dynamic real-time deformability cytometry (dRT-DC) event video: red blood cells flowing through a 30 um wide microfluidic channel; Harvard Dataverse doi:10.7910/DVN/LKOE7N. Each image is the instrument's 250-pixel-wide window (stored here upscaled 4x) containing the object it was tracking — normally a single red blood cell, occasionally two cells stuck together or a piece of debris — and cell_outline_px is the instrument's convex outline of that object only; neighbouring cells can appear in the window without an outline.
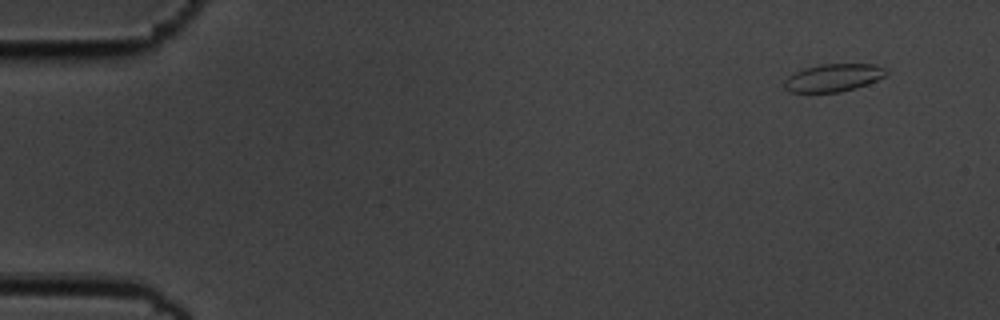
{"species": "common noctule bat (a hibernating species)", "species_latin": "Nyctalus noctula", "temperature_condition": "cold", "stored_images_in_passage": 52, "camera_frame_rate_fps": 3000, "um_per_image_px": 0.085, "animal": {"sex": "male", "body_mass_g": 19.5, "forearm_length_mm": 54.6}, "frame": {"image": 1, "passage_image": 1, "time_ms": 0.0, "image_size_px": [1000, 320], "cell_outline_px": [[888, 72], [884, 76], [868, 84], [856, 88], [840, 92], [788, 92], [784, 88], [784, 80], [788, 76], [804, 68], [820, 64], [876, 64], [888, 68]], "centroid_in_image_um": [70.85, 6.6], "position_along_channel_um": 14.1, "area_um2": 16.59}}
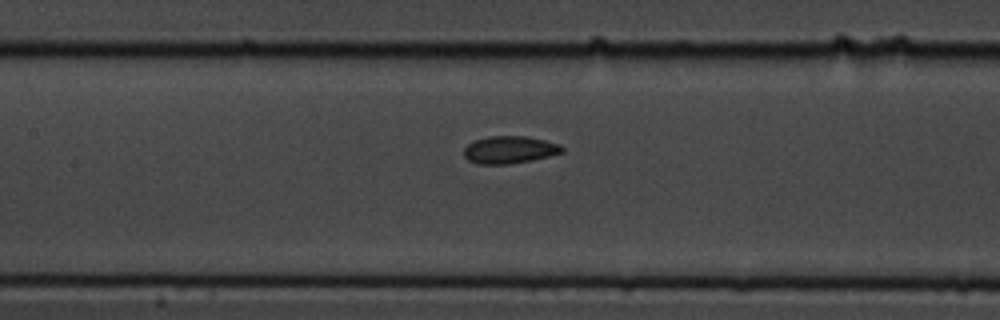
{"frame": {"image": 2, "passage_image": 23, "time_ms": 7.333, "image_size_px": [1000, 320], "cell_outline_px": [[564, 152], [532, 160], [508, 164], [480, 164], [468, 160], [464, 156], [464, 148], [468, 144], [476, 140], [488, 136], [524, 136], [544, 140], [560, 144], [564, 148]], "centroid_in_image_um": [43.32, 12.73], "position_along_channel_um": 164.1, "area_um2": 15.61}}
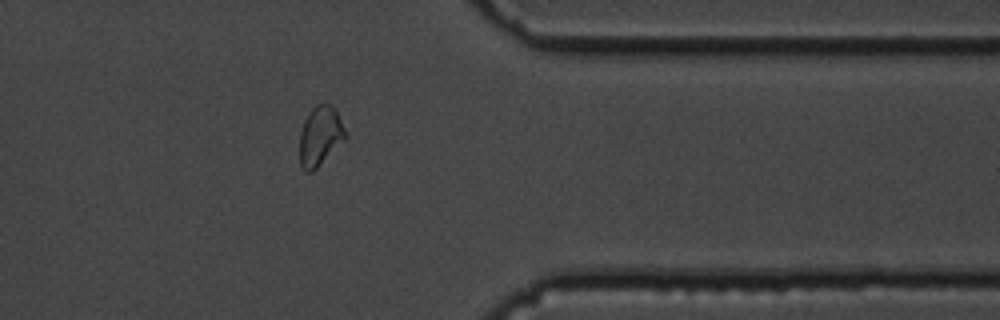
{"frame": {"image": 3, "passage_image": 42, "time_ms": 13.667, "image_size_px": [1000, 320], "cell_outline_px": [[348, 136], [312, 172], [304, 172], [300, 164], [300, 132], [304, 120], [308, 112], [316, 104], [332, 104], [336, 108]], "centroid_in_image_um": [27.21, 11.53], "position_along_channel_um": 384.2, "area_um2": 15.95}, "authors_computed_cell_mechanics": {"area_um2": 15.9817, "velocity_mm_per_s": 3.6386, "shape_relaxation_time_tau1_ms": 4.6324, "shape_relaxation_time_tau2_ms": 2.1401, "deformation_change_tau1": 0.0967, "deformation_change_tau2": 0.0546}}